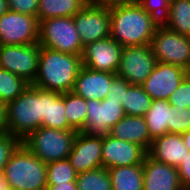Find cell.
<instances>
[{"instance_id":"obj_1","label":"cell","mask_w":190,"mask_h":190,"mask_svg":"<svg viewBox=\"0 0 190 190\" xmlns=\"http://www.w3.org/2000/svg\"><path fill=\"white\" fill-rule=\"evenodd\" d=\"M82 67L81 55L40 46L38 72L31 85L43 90L67 93L73 90Z\"/></svg>"},{"instance_id":"obj_2","label":"cell","mask_w":190,"mask_h":190,"mask_svg":"<svg viewBox=\"0 0 190 190\" xmlns=\"http://www.w3.org/2000/svg\"><path fill=\"white\" fill-rule=\"evenodd\" d=\"M47 109L48 90L29 84L20 96L6 105L8 132L22 141L43 127Z\"/></svg>"},{"instance_id":"obj_3","label":"cell","mask_w":190,"mask_h":190,"mask_svg":"<svg viewBox=\"0 0 190 190\" xmlns=\"http://www.w3.org/2000/svg\"><path fill=\"white\" fill-rule=\"evenodd\" d=\"M109 15L110 37L122 47L151 44L156 27L138 3L109 8Z\"/></svg>"},{"instance_id":"obj_4","label":"cell","mask_w":190,"mask_h":190,"mask_svg":"<svg viewBox=\"0 0 190 190\" xmlns=\"http://www.w3.org/2000/svg\"><path fill=\"white\" fill-rule=\"evenodd\" d=\"M2 176L10 190H46L47 164L21 144L5 165Z\"/></svg>"},{"instance_id":"obj_5","label":"cell","mask_w":190,"mask_h":190,"mask_svg":"<svg viewBox=\"0 0 190 190\" xmlns=\"http://www.w3.org/2000/svg\"><path fill=\"white\" fill-rule=\"evenodd\" d=\"M77 131L40 127L22 140V144L45 164L66 159Z\"/></svg>"},{"instance_id":"obj_6","label":"cell","mask_w":190,"mask_h":190,"mask_svg":"<svg viewBox=\"0 0 190 190\" xmlns=\"http://www.w3.org/2000/svg\"><path fill=\"white\" fill-rule=\"evenodd\" d=\"M38 43L42 47L73 55H81L83 51L73 17L40 20Z\"/></svg>"},{"instance_id":"obj_7","label":"cell","mask_w":190,"mask_h":190,"mask_svg":"<svg viewBox=\"0 0 190 190\" xmlns=\"http://www.w3.org/2000/svg\"><path fill=\"white\" fill-rule=\"evenodd\" d=\"M150 46L157 62L176 65L190 73V37L156 28Z\"/></svg>"},{"instance_id":"obj_8","label":"cell","mask_w":190,"mask_h":190,"mask_svg":"<svg viewBox=\"0 0 190 190\" xmlns=\"http://www.w3.org/2000/svg\"><path fill=\"white\" fill-rule=\"evenodd\" d=\"M39 54V43L0 45V67L32 84L38 72Z\"/></svg>"},{"instance_id":"obj_9","label":"cell","mask_w":190,"mask_h":190,"mask_svg":"<svg viewBox=\"0 0 190 190\" xmlns=\"http://www.w3.org/2000/svg\"><path fill=\"white\" fill-rule=\"evenodd\" d=\"M156 63L150 45L124 46L116 75L132 85H142Z\"/></svg>"},{"instance_id":"obj_10","label":"cell","mask_w":190,"mask_h":190,"mask_svg":"<svg viewBox=\"0 0 190 190\" xmlns=\"http://www.w3.org/2000/svg\"><path fill=\"white\" fill-rule=\"evenodd\" d=\"M37 17L8 10L0 17V45L38 43Z\"/></svg>"},{"instance_id":"obj_11","label":"cell","mask_w":190,"mask_h":190,"mask_svg":"<svg viewBox=\"0 0 190 190\" xmlns=\"http://www.w3.org/2000/svg\"><path fill=\"white\" fill-rule=\"evenodd\" d=\"M83 47L110 36L109 8L99 4H87L73 16Z\"/></svg>"},{"instance_id":"obj_12","label":"cell","mask_w":190,"mask_h":190,"mask_svg":"<svg viewBox=\"0 0 190 190\" xmlns=\"http://www.w3.org/2000/svg\"><path fill=\"white\" fill-rule=\"evenodd\" d=\"M124 116L123 106L119 102L107 98L101 101L87 100V116L82 132L92 136H106Z\"/></svg>"},{"instance_id":"obj_13","label":"cell","mask_w":190,"mask_h":190,"mask_svg":"<svg viewBox=\"0 0 190 190\" xmlns=\"http://www.w3.org/2000/svg\"><path fill=\"white\" fill-rule=\"evenodd\" d=\"M123 47L110 36L83 47L81 60L91 70L116 74Z\"/></svg>"},{"instance_id":"obj_14","label":"cell","mask_w":190,"mask_h":190,"mask_svg":"<svg viewBox=\"0 0 190 190\" xmlns=\"http://www.w3.org/2000/svg\"><path fill=\"white\" fill-rule=\"evenodd\" d=\"M188 74L182 67L157 62L141 86L153 100H168Z\"/></svg>"},{"instance_id":"obj_15","label":"cell","mask_w":190,"mask_h":190,"mask_svg":"<svg viewBox=\"0 0 190 190\" xmlns=\"http://www.w3.org/2000/svg\"><path fill=\"white\" fill-rule=\"evenodd\" d=\"M102 143V136L77 132L67 159L78 174L102 167Z\"/></svg>"},{"instance_id":"obj_16","label":"cell","mask_w":190,"mask_h":190,"mask_svg":"<svg viewBox=\"0 0 190 190\" xmlns=\"http://www.w3.org/2000/svg\"><path fill=\"white\" fill-rule=\"evenodd\" d=\"M147 150L135 143L118 140L110 135L103 136L102 167L109 169L120 166L140 165Z\"/></svg>"},{"instance_id":"obj_17","label":"cell","mask_w":190,"mask_h":190,"mask_svg":"<svg viewBox=\"0 0 190 190\" xmlns=\"http://www.w3.org/2000/svg\"><path fill=\"white\" fill-rule=\"evenodd\" d=\"M142 165L143 190H182L177 167L158 162L148 154Z\"/></svg>"},{"instance_id":"obj_18","label":"cell","mask_w":190,"mask_h":190,"mask_svg":"<svg viewBox=\"0 0 190 190\" xmlns=\"http://www.w3.org/2000/svg\"><path fill=\"white\" fill-rule=\"evenodd\" d=\"M116 76L114 73L91 70L82 67L75 80L73 92L85 100H103Z\"/></svg>"},{"instance_id":"obj_19","label":"cell","mask_w":190,"mask_h":190,"mask_svg":"<svg viewBox=\"0 0 190 190\" xmlns=\"http://www.w3.org/2000/svg\"><path fill=\"white\" fill-rule=\"evenodd\" d=\"M148 155L158 162L178 167L189 151L181 134L167 133L152 140Z\"/></svg>"},{"instance_id":"obj_20","label":"cell","mask_w":190,"mask_h":190,"mask_svg":"<svg viewBox=\"0 0 190 190\" xmlns=\"http://www.w3.org/2000/svg\"><path fill=\"white\" fill-rule=\"evenodd\" d=\"M108 135L118 140L138 144L147 151L152 144L145 118L140 116L125 115L111 128Z\"/></svg>"},{"instance_id":"obj_21","label":"cell","mask_w":190,"mask_h":190,"mask_svg":"<svg viewBox=\"0 0 190 190\" xmlns=\"http://www.w3.org/2000/svg\"><path fill=\"white\" fill-rule=\"evenodd\" d=\"M144 118L152 140L168 132L172 133L173 106L168 100H153Z\"/></svg>"},{"instance_id":"obj_22","label":"cell","mask_w":190,"mask_h":190,"mask_svg":"<svg viewBox=\"0 0 190 190\" xmlns=\"http://www.w3.org/2000/svg\"><path fill=\"white\" fill-rule=\"evenodd\" d=\"M112 190H143V165L120 166L108 169Z\"/></svg>"},{"instance_id":"obj_23","label":"cell","mask_w":190,"mask_h":190,"mask_svg":"<svg viewBox=\"0 0 190 190\" xmlns=\"http://www.w3.org/2000/svg\"><path fill=\"white\" fill-rule=\"evenodd\" d=\"M86 5L83 0H39L38 22L54 17H73Z\"/></svg>"},{"instance_id":"obj_24","label":"cell","mask_w":190,"mask_h":190,"mask_svg":"<svg viewBox=\"0 0 190 190\" xmlns=\"http://www.w3.org/2000/svg\"><path fill=\"white\" fill-rule=\"evenodd\" d=\"M43 127L73 130L65 115L64 93L48 91L47 117L43 119Z\"/></svg>"},{"instance_id":"obj_25","label":"cell","mask_w":190,"mask_h":190,"mask_svg":"<svg viewBox=\"0 0 190 190\" xmlns=\"http://www.w3.org/2000/svg\"><path fill=\"white\" fill-rule=\"evenodd\" d=\"M65 115L69 126L77 132H82L87 116V100L73 91L64 93Z\"/></svg>"},{"instance_id":"obj_26","label":"cell","mask_w":190,"mask_h":190,"mask_svg":"<svg viewBox=\"0 0 190 190\" xmlns=\"http://www.w3.org/2000/svg\"><path fill=\"white\" fill-rule=\"evenodd\" d=\"M153 103V99L144 91L141 85H131L125 91L122 106L125 115L144 117Z\"/></svg>"},{"instance_id":"obj_27","label":"cell","mask_w":190,"mask_h":190,"mask_svg":"<svg viewBox=\"0 0 190 190\" xmlns=\"http://www.w3.org/2000/svg\"><path fill=\"white\" fill-rule=\"evenodd\" d=\"M166 28L190 37V0L170 3V18Z\"/></svg>"},{"instance_id":"obj_28","label":"cell","mask_w":190,"mask_h":190,"mask_svg":"<svg viewBox=\"0 0 190 190\" xmlns=\"http://www.w3.org/2000/svg\"><path fill=\"white\" fill-rule=\"evenodd\" d=\"M76 183L77 190H112L110 173L104 167L79 173Z\"/></svg>"},{"instance_id":"obj_29","label":"cell","mask_w":190,"mask_h":190,"mask_svg":"<svg viewBox=\"0 0 190 190\" xmlns=\"http://www.w3.org/2000/svg\"><path fill=\"white\" fill-rule=\"evenodd\" d=\"M28 85L23 78L0 67V102L6 105L12 102Z\"/></svg>"},{"instance_id":"obj_30","label":"cell","mask_w":190,"mask_h":190,"mask_svg":"<svg viewBox=\"0 0 190 190\" xmlns=\"http://www.w3.org/2000/svg\"><path fill=\"white\" fill-rule=\"evenodd\" d=\"M77 176L67 158L47 164V185L76 182Z\"/></svg>"},{"instance_id":"obj_31","label":"cell","mask_w":190,"mask_h":190,"mask_svg":"<svg viewBox=\"0 0 190 190\" xmlns=\"http://www.w3.org/2000/svg\"><path fill=\"white\" fill-rule=\"evenodd\" d=\"M138 4L150 15L151 23L156 28H166L170 18L168 0H139Z\"/></svg>"},{"instance_id":"obj_32","label":"cell","mask_w":190,"mask_h":190,"mask_svg":"<svg viewBox=\"0 0 190 190\" xmlns=\"http://www.w3.org/2000/svg\"><path fill=\"white\" fill-rule=\"evenodd\" d=\"M22 144V141L9 132L0 135V175L12 154Z\"/></svg>"},{"instance_id":"obj_33","label":"cell","mask_w":190,"mask_h":190,"mask_svg":"<svg viewBox=\"0 0 190 190\" xmlns=\"http://www.w3.org/2000/svg\"><path fill=\"white\" fill-rule=\"evenodd\" d=\"M168 102L176 109L184 110L190 105V73L183 79L178 88L168 98Z\"/></svg>"},{"instance_id":"obj_34","label":"cell","mask_w":190,"mask_h":190,"mask_svg":"<svg viewBox=\"0 0 190 190\" xmlns=\"http://www.w3.org/2000/svg\"><path fill=\"white\" fill-rule=\"evenodd\" d=\"M132 84L128 83L125 79L115 76L113 78V82L108 89V93L106 95L107 99L110 101L119 102L122 105L124 102L125 91H127Z\"/></svg>"},{"instance_id":"obj_35","label":"cell","mask_w":190,"mask_h":190,"mask_svg":"<svg viewBox=\"0 0 190 190\" xmlns=\"http://www.w3.org/2000/svg\"><path fill=\"white\" fill-rule=\"evenodd\" d=\"M39 0H9V10L38 19Z\"/></svg>"},{"instance_id":"obj_36","label":"cell","mask_w":190,"mask_h":190,"mask_svg":"<svg viewBox=\"0 0 190 190\" xmlns=\"http://www.w3.org/2000/svg\"><path fill=\"white\" fill-rule=\"evenodd\" d=\"M190 130V113L187 109L179 110L173 107L172 133L182 134Z\"/></svg>"},{"instance_id":"obj_37","label":"cell","mask_w":190,"mask_h":190,"mask_svg":"<svg viewBox=\"0 0 190 190\" xmlns=\"http://www.w3.org/2000/svg\"><path fill=\"white\" fill-rule=\"evenodd\" d=\"M182 187L190 183V151L177 167Z\"/></svg>"},{"instance_id":"obj_38","label":"cell","mask_w":190,"mask_h":190,"mask_svg":"<svg viewBox=\"0 0 190 190\" xmlns=\"http://www.w3.org/2000/svg\"><path fill=\"white\" fill-rule=\"evenodd\" d=\"M139 0H99L97 4L112 8L116 6H125L131 4H137Z\"/></svg>"},{"instance_id":"obj_39","label":"cell","mask_w":190,"mask_h":190,"mask_svg":"<svg viewBox=\"0 0 190 190\" xmlns=\"http://www.w3.org/2000/svg\"><path fill=\"white\" fill-rule=\"evenodd\" d=\"M8 132L6 104L0 102V135Z\"/></svg>"},{"instance_id":"obj_40","label":"cell","mask_w":190,"mask_h":190,"mask_svg":"<svg viewBox=\"0 0 190 190\" xmlns=\"http://www.w3.org/2000/svg\"><path fill=\"white\" fill-rule=\"evenodd\" d=\"M76 182H68L59 185H47L46 190H77Z\"/></svg>"},{"instance_id":"obj_41","label":"cell","mask_w":190,"mask_h":190,"mask_svg":"<svg viewBox=\"0 0 190 190\" xmlns=\"http://www.w3.org/2000/svg\"><path fill=\"white\" fill-rule=\"evenodd\" d=\"M9 10V0H0V17Z\"/></svg>"},{"instance_id":"obj_42","label":"cell","mask_w":190,"mask_h":190,"mask_svg":"<svg viewBox=\"0 0 190 190\" xmlns=\"http://www.w3.org/2000/svg\"><path fill=\"white\" fill-rule=\"evenodd\" d=\"M181 136H182V139L184 141V144L188 148V151H190V130L182 133Z\"/></svg>"},{"instance_id":"obj_43","label":"cell","mask_w":190,"mask_h":190,"mask_svg":"<svg viewBox=\"0 0 190 190\" xmlns=\"http://www.w3.org/2000/svg\"><path fill=\"white\" fill-rule=\"evenodd\" d=\"M0 190H10L9 184L2 175H0Z\"/></svg>"},{"instance_id":"obj_44","label":"cell","mask_w":190,"mask_h":190,"mask_svg":"<svg viewBox=\"0 0 190 190\" xmlns=\"http://www.w3.org/2000/svg\"><path fill=\"white\" fill-rule=\"evenodd\" d=\"M87 4H97L99 0H83Z\"/></svg>"},{"instance_id":"obj_45","label":"cell","mask_w":190,"mask_h":190,"mask_svg":"<svg viewBox=\"0 0 190 190\" xmlns=\"http://www.w3.org/2000/svg\"><path fill=\"white\" fill-rule=\"evenodd\" d=\"M182 190H190V183L187 184V185H185V186H183Z\"/></svg>"},{"instance_id":"obj_46","label":"cell","mask_w":190,"mask_h":190,"mask_svg":"<svg viewBox=\"0 0 190 190\" xmlns=\"http://www.w3.org/2000/svg\"><path fill=\"white\" fill-rule=\"evenodd\" d=\"M170 3L175 2L176 0H168Z\"/></svg>"},{"instance_id":"obj_47","label":"cell","mask_w":190,"mask_h":190,"mask_svg":"<svg viewBox=\"0 0 190 190\" xmlns=\"http://www.w3.org/2000/svg\"><path fill=\"white\" fill-rule=\"evenodd\" d=\"M187 110L189 111V113H190V105L187 107Z\"/></svg>"}]
</instances>
